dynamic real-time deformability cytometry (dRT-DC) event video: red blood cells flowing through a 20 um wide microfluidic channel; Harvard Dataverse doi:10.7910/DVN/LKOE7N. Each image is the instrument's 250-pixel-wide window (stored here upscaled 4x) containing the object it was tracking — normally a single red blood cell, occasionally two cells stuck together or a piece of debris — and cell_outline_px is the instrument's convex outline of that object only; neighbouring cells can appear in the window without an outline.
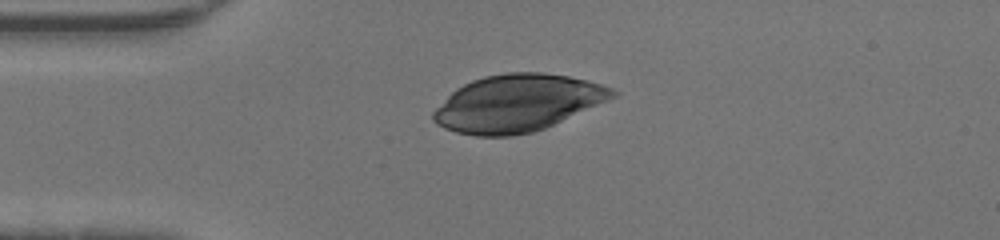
{"species": "human", "species_latin": "Homo sapiens", "temperature_condition": "warm", "stored_images_in_passage": 35, "camera_frame_rate_fps": 3000, "um_per_image_px": 0.085, "donor": {"sex": "male"}, "frame": {"image": 1, "passage_image": 1, "time_ms": 0.0, "image_size_px": [1000, 240], "cell_outline_px": [[620, 92], [616, 96], [544, 128], [532, 132], [512, 136], [476, 136], [456, 132], [444, 128], [436, 124], [432, 120], [432, 112], [456, 88], [472, 80], [484, 76], [508, 72], [544, 72], [568, 76], [588, 80], [612, 88]], "centroid_in_image_um": [43.96, 8.76], "position_along_channel_um": 41.0, "area_um2": 59.19}}